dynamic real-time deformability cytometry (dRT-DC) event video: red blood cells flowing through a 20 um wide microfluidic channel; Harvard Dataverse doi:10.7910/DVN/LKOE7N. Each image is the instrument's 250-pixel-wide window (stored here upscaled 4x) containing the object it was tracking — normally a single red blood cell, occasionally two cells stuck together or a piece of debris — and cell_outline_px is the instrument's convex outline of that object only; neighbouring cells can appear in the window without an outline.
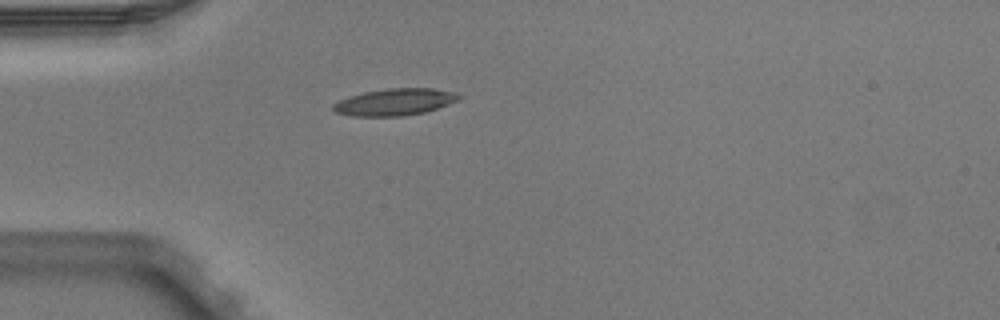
{"species": "Egyptian fruit bat (a non-hibernating species)", "species_latin": "Rousettus aegyptiacus", "temperature_condition": "warm", "stored_images_in_passage": 1, "camera_frame_rate_fps": 3000, "um_per_image_px": 0.085, "animal": {"sex": "male"}, "frame": {"image": 1, "passage_image": 1, "time_ms": 0.0, "image_size_px": [1000, 320], "cell_outline_px": [[464, 96], [448, 104], [424, 112], [400, 116], [352, 116], [336, 112], [332, 108], [332, 104], [348, 96], [364, 92], [388, 88], [432, 88], [452, 92]], "centroid_in_image_um": [33.52, 8.66], "position_along_channel_um": 51.5, "area_um2": 19.48}}